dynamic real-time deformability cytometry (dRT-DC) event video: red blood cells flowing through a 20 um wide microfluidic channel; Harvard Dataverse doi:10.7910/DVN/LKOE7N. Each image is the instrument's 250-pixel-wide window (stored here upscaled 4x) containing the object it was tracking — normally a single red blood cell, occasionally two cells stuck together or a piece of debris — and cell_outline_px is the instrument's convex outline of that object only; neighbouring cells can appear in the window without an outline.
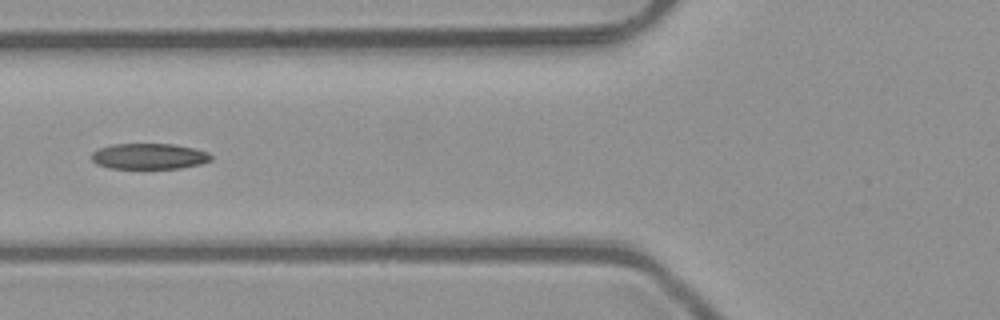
{"species": "common noctule bat (a hibernating species)", "species_latin": "Nyctalus noctula", "temperature_condition": "room temperature", "stored_images_in_passage": 6, "camera_frame_rate_fps": 3000, "um_per_image_px": 0.085, "animal": {"sex": "male", "body_mass_g": 23.1, "forearm_length_mm": 52.7}, "frame": {"image": 1, "passage_image": 5, "time_ms": 1.333, "image_size_px": [1000, 320], "cell_outline_px": [[212, 160], [200, 164], [180, 168], [112, 168], [96, 164], [92, 160], [92, 152], [100, 148], [112, 144], [172, 144], [192, 148], [208, 152], [212, 156]], "centroid_in_image_um": [12.68, 13.28], "position_along_channel_um": 113.1, "area_um2": 17.8}}
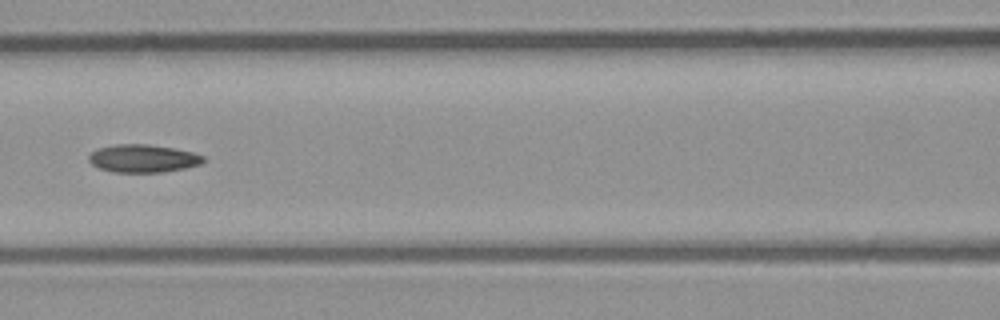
{"frame": {"image": 2, "passage_image": 6, "time_ms": 1.667, "image_size_px": [1000, 320], "cell_outline_px": [[204, 160], [200, 164], [184, 168], [164, 172], [112, 172], [100, 168], [92, 164], [88, 160], [88, 156], [96, 148], [116, 144], [148, 144], [172, 148], [192, 152], [204, 156]], "centroid_in_image_um": [12.12, 13.46], "position_along_channel_um": 154.5, "area_um2": 18.55}}